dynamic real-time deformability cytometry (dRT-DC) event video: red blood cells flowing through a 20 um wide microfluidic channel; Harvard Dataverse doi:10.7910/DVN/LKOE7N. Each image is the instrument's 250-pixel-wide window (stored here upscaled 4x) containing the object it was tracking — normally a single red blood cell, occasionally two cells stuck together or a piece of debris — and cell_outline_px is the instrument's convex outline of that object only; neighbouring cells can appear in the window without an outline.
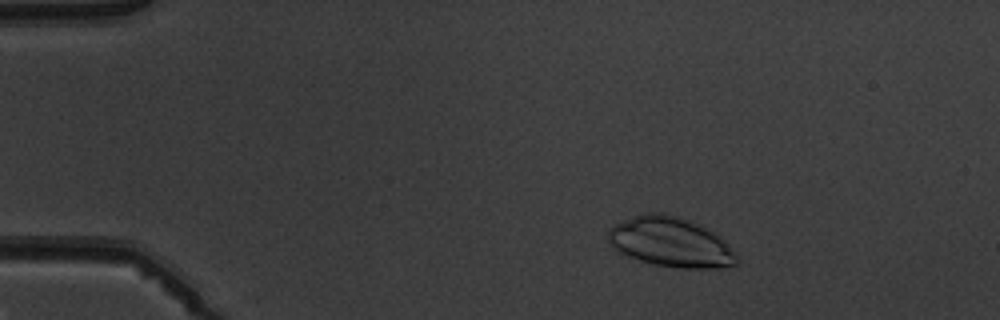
{"species": "common noctule bat (a hibernating species)", "species_latin": "Nyctalus noctula", "temperature_condition": "warm", "stored_images_in_passage": 4, "camera_frame_rate_fps": 3000, "um_per_image_px": 0.085, "animal": {"sex": "male", "body_mass_g": 19.5, "forearm_length_mm": 54.6}, "frame": {"image": 1, "passage_image": 2, "time_ms": 1.333, "image_size_px": [1000, 320], "cell_outline_px": [[736, 264], [720, 268], [680, 268], [652, 264], [624, 256], [616, 252], [608, 240], [608, 228], [624, 220], [648, 212], [664, 212], [700, 224], [720, 236], [728, 244], [736, 256]], "centroid_in_image_um": [56.96, 20.59], "position_along_channel_um": 28.0, "area_um2": 37.4}}